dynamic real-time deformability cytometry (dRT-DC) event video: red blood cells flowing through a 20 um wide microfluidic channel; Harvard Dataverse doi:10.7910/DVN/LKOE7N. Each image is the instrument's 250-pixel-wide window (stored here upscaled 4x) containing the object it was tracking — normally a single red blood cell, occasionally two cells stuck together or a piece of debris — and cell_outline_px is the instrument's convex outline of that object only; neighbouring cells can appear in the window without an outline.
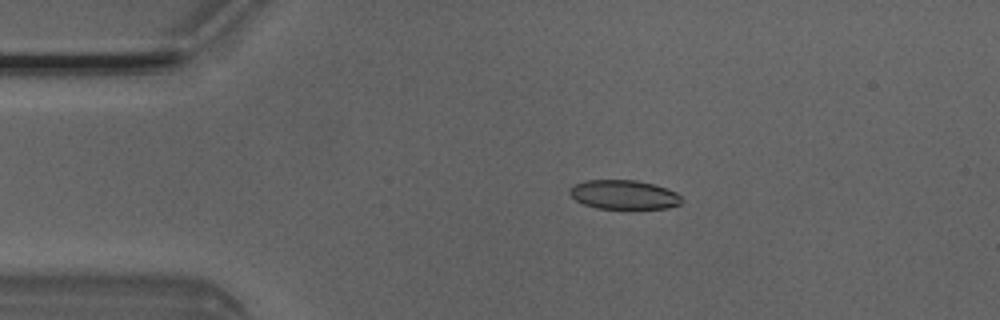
{"species": "Egyptian fruit bat (a non-hibernating species)", "species_latin": "Rousettus aegyptiacus", "temperature_condition": "room temperature", "stored_images_in_passage": 3, "camera_frame_rate_fps": 3000, "um_per_image_px": 0.085, "animal": {"sex": "male"}, "frame": {"image": 1, "passage_image": 2, "time_ms": 0.333, "image_size_px": [1000, 320], "cell_outline_px": [[684, 200], [680, 204], [668, 208], [596, 208], [584, 204], [576, 200], [568, 192], [568, 188], [584, 180], [636, 180], [668, 188], [676, 192]], "centroid_in_image_um": [53.03, 16.54], "position_along_channel_um": 32.0, "area_um2": 19.02}}